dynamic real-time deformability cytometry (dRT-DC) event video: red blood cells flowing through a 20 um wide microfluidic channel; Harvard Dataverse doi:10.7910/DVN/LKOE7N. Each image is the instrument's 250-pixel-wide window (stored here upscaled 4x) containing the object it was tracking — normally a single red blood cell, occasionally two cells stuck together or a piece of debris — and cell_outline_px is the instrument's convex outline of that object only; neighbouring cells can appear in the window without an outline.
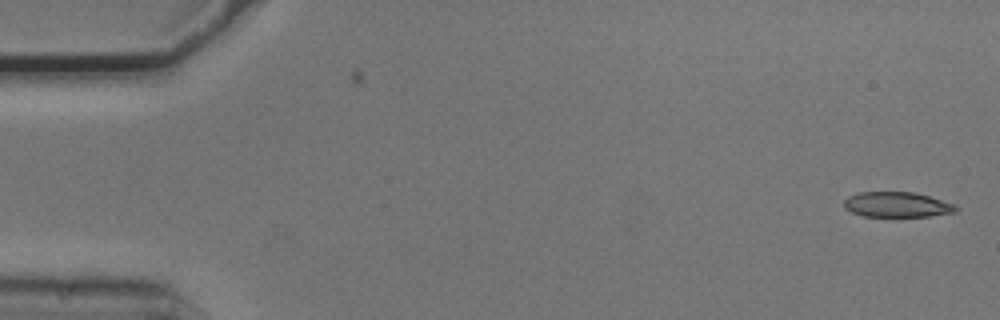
{"species": "common noctule bat (a hibernating species)", "species_latin": "Nyctalus noctula", "temperature_condition": "cold", "stored_images_in_passage": 53, "camera_frame_rate_fps": 3000, "um_per_image_px": 0.085, "animal": {"sex": "male", "body_mass_g": 20.5, "forearm_length_mm": 52.5}, "frame": {"image": 1, "passage_image": 1, "time_ms": 0.0, "image_size_px": [1000, 320], "cell_outline_px": [[960, 208], [956, 212], [928, 216], [864, 216], [852, 212], [844, 208], [844, 200], [848, 196], [860, 192], [912, 192], [928, 196], [952, 204]], "centroid_in_image_um": [76.22, 17.39], "position_along_channel_um": 8.8, "area_um2": 16.24}}
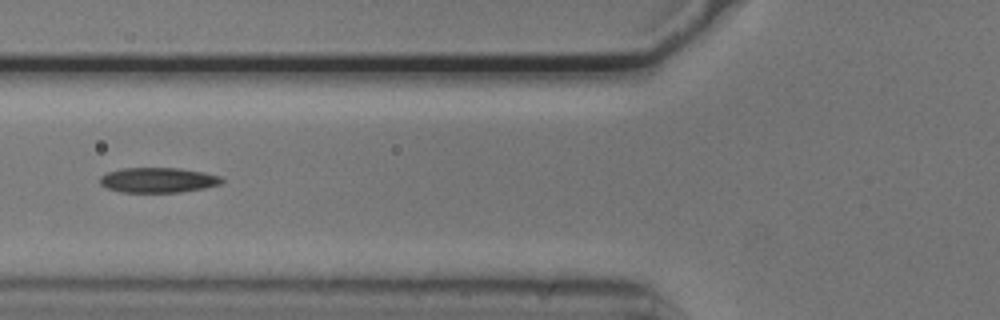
{"frame": {"image": 2, "passage_image": 20, "time_ms": 6.333, "image_size_px": [1000, 320], "cell_outline_px": [[224, 180], [220, 184], [204, 188], [180, 192], [120, 192], [108, 188], [100, 184], [100, 176], [108, 172], [120, 168], [180, 168], [204, 172], [220, 176]], "centroid_in_image_um": [13.43, 15.3], "position_along_channel_um": 112.4, "area_um2": 17.8}}
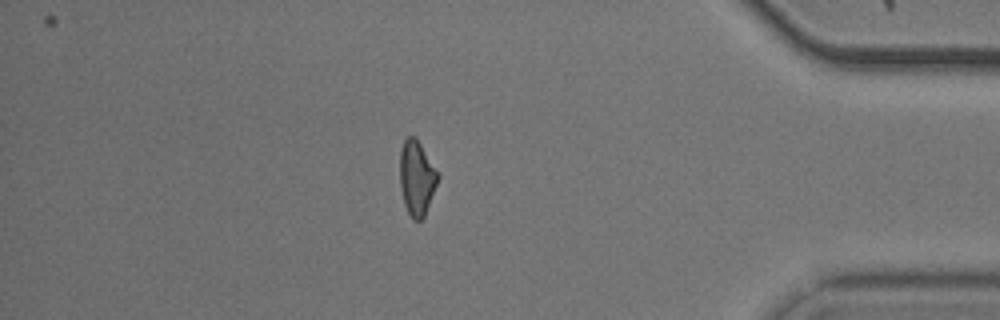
{"frame": {"image": 3, "passage_image": 46, "time_ms": 15.0, "image_size_px": [1000, 320], "cell_outline_px": [[440, 176], [424, 216], [420, 220], [412, 220], [404, 204], [400, 188], [400, 148], [404, 140], [408, 136], [416, 136]], "centroid_in_image_um": [35.41, 15.11], "position_along_channel_um": 399.8, "area_um2": 16.53}, "authors_computed_cell_mechanics": {"area_um2": 17.4556, "velocity_mm_per_s": 3.7224, "shape_relaxation_time_tau1_ms": 5.0914, "shape_relaxation_time_tau2_ms": 5.7491, "deformation_change_tau1": 0.154, "deformation_change_tau2": 0.148}}